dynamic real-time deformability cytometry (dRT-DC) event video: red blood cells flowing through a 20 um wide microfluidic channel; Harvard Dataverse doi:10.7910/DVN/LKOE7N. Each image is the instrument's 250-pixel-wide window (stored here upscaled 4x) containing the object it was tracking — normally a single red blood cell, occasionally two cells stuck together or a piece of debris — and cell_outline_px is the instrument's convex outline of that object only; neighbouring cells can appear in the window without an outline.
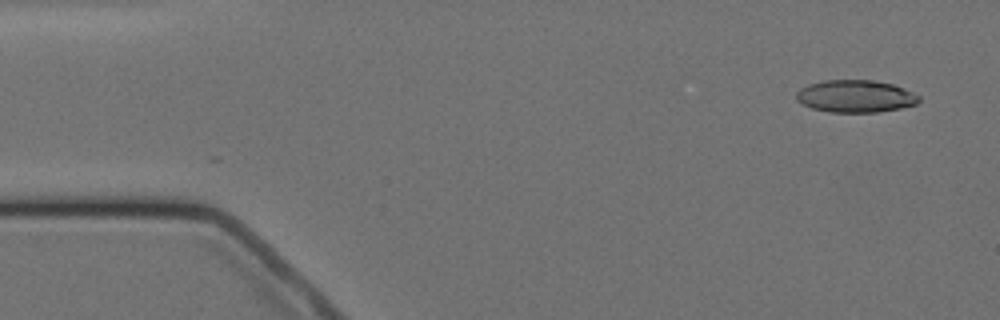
{"species": "Egyptian fruit bat (a non-hibernating species)", "species_latin": "Rousettus aegyptiacus", "temperature_condition": "cold", "stored_images_in_passage": 15, "camera_frame_rate_fps": 3000, "um_per_image_px": 0.085, "animal": {"sex": "female"}, "frame": {"image": 1, "passage_image": 1, "time_ms": 0.0, "image_size_px": [1000, 320], "cell_outline_px": [[920, 100], [916, 104], [900, 108], [880, 112], [832, 112], [812, 108], [796, 100], [796, 92], [800, 88], [808, 84], [824, 80], [876, 80], [892, 84], [904, 88], [920, 96]], "centroid_in_image_um": [72.72, 8.17], "position_along_channel_um": 12.3, "area_um2": 23.18}}
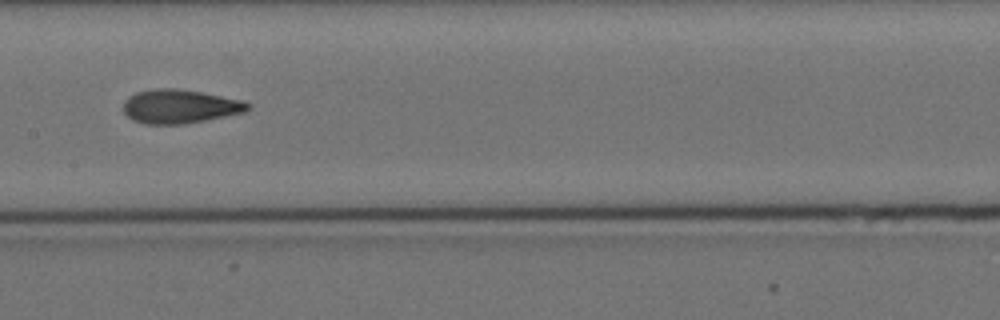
{"frame": {"image": 2, "passage_image": 7, "time_ms": 8.0, "image_size_px": [1000, 320], "cell_outline_px": [[252, 108], [244, 112], [184, 124], [144, 124], [132, 120], [124, 112], [124, 100], [128, 96], [136, 92], [156, 88], [176, 88], [200, 92], [244, 100], [252, 104]], "centroid_in_image_um": [15.29, 9.04], "position_along_channel_um": 192.1, "area_um2": 24.62}}
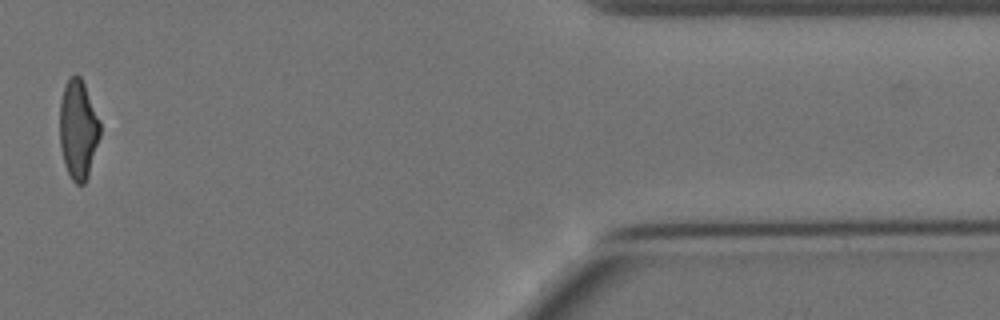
{"frame": {"image": 3, "passage_image": 13, "time_ms": 15.667, "image_size_px": [1000, 320], "cell_outline_px": [[100, 136], [88, 176], [84, 184], [76, 184], [72, 180], [64, 164], [60, 144], [60, 100], [64, 84], [76, 72], [80, 76], [84, 84], [100, 120]], "centroid_in_image_um": [6.64, 10.99], "position_along_channel_um": 404.8, "area_um2": 23.35}, "authors_computed_cell_mechanics": {"area_um2": 23.9292, "velocity_mm_per_s": 3.4946, "shape_relaxation_time_tau1_ms": 4.4225, "shape_relaxation_time_tau2_ms": 0.8796, "deformation_change_tau1": 0.126, "deformation_change_tau2": 0.0721}}